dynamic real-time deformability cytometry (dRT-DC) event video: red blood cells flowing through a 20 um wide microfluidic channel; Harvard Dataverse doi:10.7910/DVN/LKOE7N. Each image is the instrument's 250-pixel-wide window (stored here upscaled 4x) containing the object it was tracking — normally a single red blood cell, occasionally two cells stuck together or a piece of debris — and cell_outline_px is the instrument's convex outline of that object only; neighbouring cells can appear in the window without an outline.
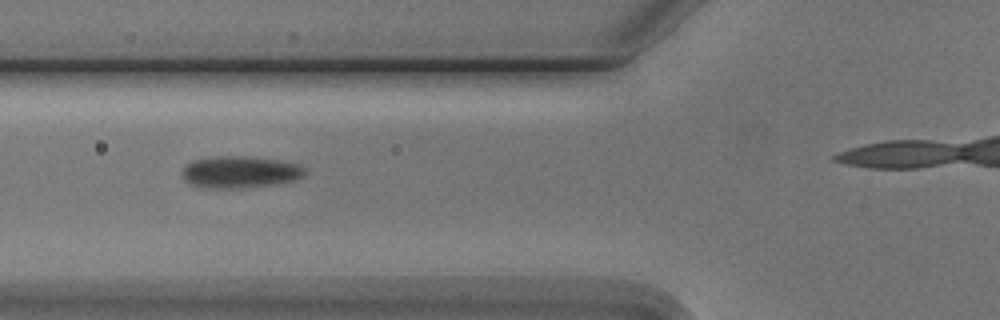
{"species": "Egyptian fruit bat (a non-hibernating species)", "species_latin": "Rousettus aegyptiacus", "temperature_condition": "cold", "stored_images_in_passage": 5, "camera_frame_rate_fps": 3000, "um_per_image_px": 0.085, "animal": {"sex": "male"}, "frame": {"image": 1, "passage_image": 2, "time_ms": 1.0, "image_size_px": [1000, 320], "cell_outline_px": [[304, 176], [296, 180], [276, 184], [240, 188], [204, 188], [188, 184], [184, 176], [184, 164], [192, 160], [216, 156], [244, 156], [276, 160], [296, 164], [304, 168]], "centroid_in_image_um": [20.37, 14.63], "position_along_channel_um": 105.4, "area_um2": 22.72}}
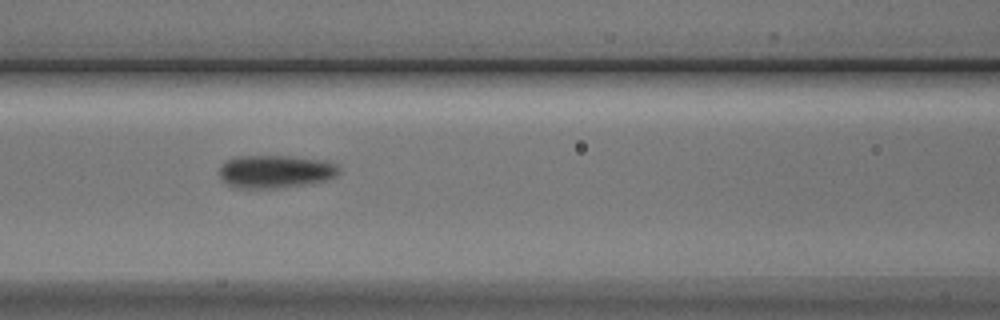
{"frame": {"image": 2, "passage_image": 3, "time_ms": 2.0, "image_size_px": [1000, 320], "cell_outline_px": [[340, 172], [336, 176], [328, 180], [308, 184], [284, 188], [232, 188], [220, 176], [220, 168], [228, 160], [236, 156], [288, 156], [324, 160], [336, 164], [340, 168]], "centroid_in_image_um": [23.46, 14.59], "position_along_channel_um": 143.1, "area_um2": 23.12}}
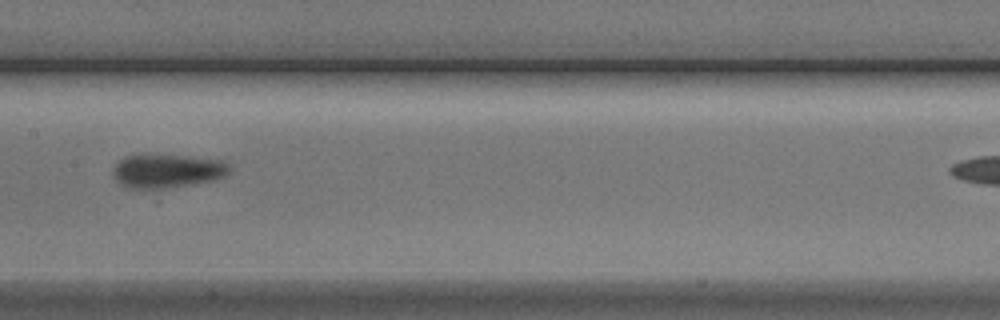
{"frame": {"image": 3, "passage_image": 4, "time_ms": 3.333, "image_size_px": [1000, 320], "cell_outline_px": [[232, 168], [224, 176], [216, 180], [192, 184], [164, 188], [128, 188], [120, 184], [112, 176], [112, 168], [124, 156], [140, 152], [148, 152], [188, 156], [224, 160]], "centroid_in_image_um": [14.17, 14.48], "position_along_channel_um": 193.2, "area_um2": 23.76}}